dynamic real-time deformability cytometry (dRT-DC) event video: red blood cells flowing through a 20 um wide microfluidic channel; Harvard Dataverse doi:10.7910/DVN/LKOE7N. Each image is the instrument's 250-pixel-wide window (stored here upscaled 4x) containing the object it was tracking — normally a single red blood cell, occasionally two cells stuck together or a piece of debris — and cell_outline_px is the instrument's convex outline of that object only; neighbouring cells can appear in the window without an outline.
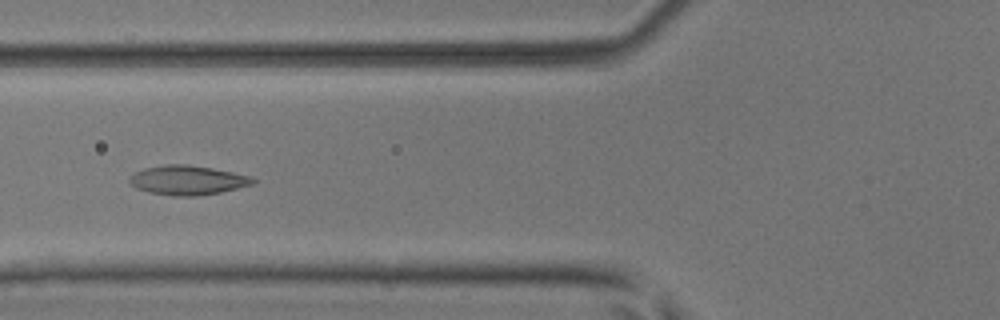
{"species": "common noctule bat (a hibernating species)", "species_latin": "Nyctalus noctula", "temperature_condition": "room temperature", "stored_images_in_passage": 5, "camera_frame_rate_fps": 3000, "um_per_image_px": 0.085, "animal": {"sex": "male", "body_mass_g": 17.9, "forearm_length_mm": 54.2}, "frame": {"image": 1, "passage_image": 5, "time_ms": 1.333, "image_size_px": [1000, 320], "cell_outline_px": [[256, 184], [220, 192], [196, 196], [172, 196], [148, 192], [136, 188], [128, 180], [136, 172], [144, 168], [164, 164], [188, 164], [212, 168], [232, 172], [248, 176], [256, 180]], "centroid_in_image_um": [15.95, 15.31], "position_along_channel_um": 109.9, "area_um2": 21.1}}